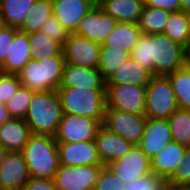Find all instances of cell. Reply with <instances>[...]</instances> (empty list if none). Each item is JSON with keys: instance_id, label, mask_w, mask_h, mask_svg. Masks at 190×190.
Returning <instances> with one entry per match:
<instances>
[{"instance_id": "1", "label": "cell", "mask_w": 190, "mask_h": 190, "mask_svg": "<svg viewBox=\"0 0 190 190\" xmlns=\"http://www.w3.org/2000/svg\"><path fill=\"white\" fill-rule=\"evenodd\" d=\"M62 117V104L57 91H37L32 96L24 121L32 134L54 136Z\"/></svg>"}, {"instance_id": "2", "label": "cell", "mask_w": 190, "mask_h": 190, "mask_svg": "<svg viewBox=\"0 0 190 190\" xmlns=\"http://www.w3.org/2000/svg\"><path fill=\"white\" fill-rule=\"evenodd\" d=\"M21 154L31 178H54L60 164L58 146L53 136L32 134Z\"/></svg>"}, {"instance_id": "3", "label": "cell", "mask_w": 190, "mask_h": 190, "mask_svg": "<svg viewBox=\"0 0 190 190\" xmlns=\"http://www.w3.org/2000/svg\"><path fill=\"white\" fill-rule=\"evenodd\" d=\"M65 59L63 51L57 56L29 60L18 73L23 87L37 91H57L60 87Z\"/></svg>"}, {"instance_id": "4", "label": "cell", "mask_w": 190, "mask_h": 190, "mask_svg": "<svg viewBox=\"0 0 190 190\" xmlns=\"http://www.w3.org/2000/svg\"><path fill=\"white\" fill-rule=\"evenodd\" d=\"M63 114L84 116L99 121L104 120L106 90L82 88H58Z\"/></svg>"}, {"instance_id": "5", "label": "cell", "mask_w": 190, "mask_h": 190, "mask_svg": "<svg viewBox=\"0 0 190 190\" xmlns=\"http://www.w3.org/2000/svg\"><path fill=\"white\" fill-rule=\"evenodd\" d=\"M153 75H168L182 69L190 59L189 51L164 34L150 35Z\"/></svg>"}, {"instance_id": "6", "label": "cell", "mask_w": 190, "mask_h": 190, "mask_svg": "<svg viewBox=\"0 0 190 190\" xmlns=\"http://www.w3.org/2000/svg\"><path fill=\"white\" fill-rule=\"evenodd\" d=\"M177 108L179 107L169 78L153 75L146 86L144 116L147 119L167 120Z\"/></svg>"}, {"instance_id": "7", "label": "cell", "mask_w": 190, "mask_h": 190, "mask_svg": "<svg viewBox=\"0 0 190 190\" xmlns=\"http://www.w3.org/2000/svg\"><path fill=\"white\" fill-rule=\"evenodd\" d=\"M146 86L106 84V108L144 115Z\"/></svg>"}, {"instance_id": "8", "label": "cell", "mask_w": 190, "mask_h": 190, "mask_svg": "<svg viewBox=\"0 0 190 190\" xmlns=\"http://www.w3.org/2000/svg\"><path fill=\"white\" fill-rule=\"evenodd\" d=\"M147 118L116 109L106 108L102 126L133 145H138L144 133Z\"/></svg>"}, {"instance_id": "9", "label": "cell", "mask_w": 190, "mask_h": 190, "mask_svg": "<svg viewBox=\"0 0 190 190\" xmlns=\"http://www.w3.org/2000/svg\"><path fill=\"white\" fill-rule=\"evenodd\" d=\"M102 124L84 116L63 114L55 133L57 143H74L95 140L98 129Z\"/></svg>"}, {"instance_id": "10", "label": "cell", "mask_w": 190, "mask_h": 190, "mask_svg": "<svg viewBox=\"0 0 190 190\" xmlns=\"http://www.w3.org/2000/svg\"><path fill=\"white\" fill-rule=\"evenodd\" d=\"M65 63L97 69L101 44L70 33L62 47Z\"/></svg>"}, {"instance_id": "11", "label": "cell", "mask_w": 190, "mask_h": 190, "mask_svg": "<svg viewBox=\"0 0 190 190\" xmlns=\"http://www.w3.org/2000/svg\"><path fill=\"white\" fill-rule=\"evenodd\" d=\"M103 166L59 165L53 180L57 190H94Z\"/></svg>"}, {"instance_id": "12", "label": "cell", "mask_w": 190, "mask_h": 190, "mask_svg": "<svg viewBox=\"0 0 190 190\" xmlns=\"http://www.w3.org/2000/svg\"><path fill=\"white\" fill-rule=\"evenodd\" d=\"M106 166L125 183L152 173L151 159L138 145H134L124 156L106 164Z\"/></svg>"}, {"instance_id": "13", "label": "cell", "mask_w": 190, "mask_h": 190, "mask_svg": "<svg viewBox=\"0 0 190 190\" xmlns=\"http://www.w3.org/2000/svg\"><path fill=\"white\" fill-rule=\"evenodd\" d=\"M116 23L117 21L115 19L104 13L96 4L80 20L74 34L102 45L114 29Z\"/></svg>"}, {"instance_id": "14", "label": "cell", "mask_w": 190, "mask_h": 190, "mask_svg": "<svg viewBox=\"0 0 190 190\" xmlns=\"http://www.w3.org/2000/svg\"><path fill=\"white\" fill-rule=\"evenodd\" d=\"M60 165L103 166L95 140L74 143H57Z\"/></svg>"}, {"instance_id": "15", "label": "cell", "mask_w": 190, "mask_h": 190, "mask_svg": "<svg viewBox=\"0 0 190 190\" xmlns=\"http://www.w3.org/2000/svg\"><path fill=\"white\" fill-rule=\"evenodd\" d=\"M30 178L21 152H8L0 165V190H22Z\"/></svg>"}, {"instance_id": "16", "label": "cell", "mask_w": 190, "mask_h": 190, "mask_svg": "<svg viewBox=\"0 0 190 190\" xmlns=\"http://www.w3.org/2000/svg\"><path fill=\"white\" fill-rule=\"evenodd\" d=\"M106 90V80L97 69L65 63L59 88Z\"/></svg>"}, {"instance_id": "17", "label": "cell", "mask_w": 190, "mask_h": 190, "mask_svg": "<svg viewBox=\"0 0 190 190\" xmlns=\"http://www.w3.org/2000/svg\"><path fill=\"white\" fill-rule=\"evenodd\" d=\"M172 141V133L168 120L147 119L144 133L138 147L152 159L158 152Z\"/></svg>"}, {"instance_id": "18", "label": "cell", "mask_w": 190, "mask_h": 190, "mask_svg": "<svg viewBox=\"0 0 190 190\" xmlns=\"http://www.w3.org/2000/svg\"><path fill=\"white\" fill-rule=\"evenodd\" d=\"M95 5L96 0H52V14L69 33H74L80 20Z\"/></svg>"}, {"instance_id": "19", "label": "cell", "mask_w": 190, "mask_h": 190, "mask_svg": "<svg viewBox=\"0 0 190 190\" xmlns=\"http://www.w3.org/2000/svg\"><path fill=\"white\" fill-rule=\"evenodd\" d=\"M95 143L103 165L121 158L134 146L125 138L108 131L103 126L97 131Z\"/></svg>"}, {"instance_id": "20", "label": "cell", "mask_w": 190, "mask_h": 190, "mask_svg": "<svg viewBox=\"0 0 190 190\" xmlns=\"http://www.w3.org/2000/svg\"><path fill=\"white\" fill-rule=\"evenodd\" d=\"M185 150L186 146L171 141L151 159L152 173L167 181L183 160Z\"/></svg>"}, {"instance_id": "21", "label": "cell", "mask_w": 190, "mask_h": 190, "mask_svg": "<svg viewBox=\"0 0 190 190\" xmlns=\"http://www.w3.org/2000/svg\"><path fill=\"white\" fill-rule=\"evenodd\" d=\"M31 135L24 119L10 118L0 126V145L8 152H21Z\"/></svg>"}, {"instance_id": "22", "label": "cell", "mask_w": 190, "mask_h": 190, "mask_svg": "<svg viewBox=\"0 0 190 190\" xmlns=\"http://www.w3.org/2000/svg\"><path fill=\"white\" fill-rule=\"evenodd\" d=\"M96 4L117 22L138 23L144 0H96Z\"/></svg>"}, {"instance_id": "23", "label": "cell", "mask_w": 190, "mask_h": 190, "mask_svg": "<svg viewBox=\"0 0 190 190\" xmlns=\"http://www.w3.org/2000/svg\"><path fill=\"white\" fill-rule=\"evenodd\" d=\"M31 59L32 55L28 34L18 30L14 34V40L8 56L0 66V72L18 75L24 65Z\"/></svg>"}, {"instance_id": "24", "label": "cell", "mask_w": 190, "mask_h": 190, "mask_svg": "<svg viewBox=\"0 0 190 190\" xmlns=\"http://www.w3.org/2000/svg\"><path fill=\"white\" fill-rule=\"evenodd\" d=\"M153 74L130 57L106 80V84H133L147 86Z\"/></svg>"}, {"instance_id": "25", "label": "cell", "mask_w": 190, "mask_h": 190, "mask_svg": "<svg viewBox=\"0 0 190 190\" xmlns=\"http://www.w3.org/2000/svg\"><path fill=\"white\" fill-rule=\"evenodd\" d=\"M141 35L138 23L117 22L101 47L123 48L131 52Z\"/></svg>"}, {"instance_id": "26", "label": "cell", "mask_w": 190, "mask_h": 190, "mask_svg": "<svg viewBox=\"0 0 190 190\" xmlns=\"http://www.w3.org/2000/svg\"><path fill=\"white\" fill-rule=\"evenodd\" d=\"M36 0H0L3 24L19 29Z\"/></svg>"}, {"instance_id": "27", "label": "cell", "mask_w": 190, "mask_h": 190, "mask_svg": "<svg viewBox=\"0 0 190 190\" xmlns=\"http://www.w3.org/2000/svg\"><path fill=\"white\" fill-rule=\"evenodd\" d=\"M170 14V11L161 8L144 6L138 21L142 34H163Z\"/></svg>"}, {"instance_id": "28", "label": "cell", "mask_w": 190, "mask_h": 190, "mask_svg": "<svg viewBox=\"0 0 190 190\" xmlns=\"http://www.w3.org/2000/svg\"><path fill=\"white\" fill-rule=\"evenodd\" d=\"M174 90L178 107L190 110V59L182 69L166 75Z\"/></svg>"}, {"instance_id": "29", "label": "cell", "mask_w": 190, "mask_h": 190, "mask_svg": "<svg viewBox=\"0 0 190 190\" xmlns=\"http://www.w3.org/2000/svg\"><path fill=\"white\" fill-rule=\"evenodd\" d=\"M172 41L184 46L190 53V33L187 13L182 11L171 12L163 32Z\"/></svg>"}, {"instance_id": "30", "label": "cell", "mask_w": 190, "mask_h": 190, "mask_svg": "<svg viewBox=\"0 0 190 190\" xmlns=\"http://www.w3.org/2000/svg\"><path fill=\"white\" fill-rule=\"evenodd\" d=\"M131 57V52L123 48L101 47L97 70L107 80L111 74Z\"/></svg>"}, {"instance_id": "31", "label": "cell", "mask_w": 190, "mask_h": 190, "mask_svg": "<svg viewBox=\"0 0 190 190\" xmlns=\"http://www.w3.org/2000/svg\"><path fill=\"white\" fill-rule=\"evenodd\" d=\"M28 39L31 47V55L34 59L57 56L62 52L63 46L42 31L29 33Z\"/></svg>"}, {"instance_id": "32", "label": "cell", "mask_w": 190, "mask_h": 190, "mask_svg": "<svg viewBox=\"0 0 190 190\" xmlns=\"http://www.w3.org/2000/svg\"><path fill=\"white\" fill-rule=\"evenodd\" d=\"M52 15V0H36L18 29L23 33L40 31L43 22Z\"/></svg>"}, {"instance_id": "33", "label": "cell", "mask_w": 190, "mask_h": 190, "mask_svg": "<svg viewBox=\"0 0 190 190\" xmlns=\"http://www.w3.org/2000/svg\"><path fill=\"white\" fill-rule=\"evenodd\" d=\"M167 120L172 133V141L190 147V110L177 108Z\"/></svg>"}, {"instance_id": "34", "label": "cell", "mask_w": 190, "mask_h": 190, "mask_svg": "<svg viewBox=\"0 0 190 190\" xmlns=\"http://www.w3.org/2000/svg\"><path fill=\"white\" fill-rule=\"evenodd\" d=\"M35 91L21 86L5 104L11 118L24 119Z\"/></svg>"}, {"instance_id": "35", "label": "cell", "mask_w": 190, "mask_h": 190, "mask_svg": "<svg viewBox=\"0 0 190 190\" xmlns=\"http://www.w3.org/2000/svg\"><path fill=\"white\" fill-rule=\"evenodd\" d=\"M182 159L176 171L167 180L170 190H187L190 187V147H186Z\"/></svg>"}, {"instance_id": "36", "label": "cell", "mask_w": 190, "mask_h": 190, "mask_svg": "<svg viewBox=\"0 0 190 190\" xmlns=\"http://www.w3.org/2000/svg\"><path fill=\"white\" fill-rule=\"evenodd\" d=\"M126 190H170L164 178L151 173L132 182L125 183Z\"/></svg>"}, {"instance_id": "37", "label": "cell", "mask_w": 190, "mask_h": 190, "mask_svg": "<svg viewBox=\"0 0 190 190\" xmlns=\"http://www.w3.org/2000/svg\"><path fill=\"white\" fill-rule=\"evenodd\" d=\"M131 57L141 66L148 69L152 73V60L150 52V35L142 34L138 39V43L131 51Z\"/></svg>"}, {"instance_id": "38", "label": "cell", "mask_w": 190, "mask_h": 190, "mask_svg": "<svg viewBox=\"0 0 190 190\" xmlns=\"http://www.w3.org/2000/svg\"><path fill=\"white\" fill-rule=\"evenodd\" d=\"M94 190H126L125 182L103 165L101 168Z\"/></svg>"}, {"instance_id": "39", "label": "cell", "mask_w": 190, "mask_h": 190, "mask_svg": "<svg viewBox=\"0 0 190 190\" xmlns=\"http://www.w3.org/2000/svg\"><path fill=\"white\" fill-rule=\"evenodd\" d=\"M40 31L60 43L62 46L65 44L70 34L53 14L43 22Z\"/></svg>"}, {"instance_id": "40", "label": "cell", "mask_w": 190, "mask_h": 190, "mask_svg": "<svg viewBox=\"0 0 190 190\" xmlns=\"http://www.w3.org/2000/svg\"><path fill=\"white\" fill-rule=\"evenodd\" d=\"M22 86L18 75L0 72V100L6 103Z\"/></svg>"}, {"instance_id": "41", "label": "cell", "mask_w": 190, "mask_h": 190, "mask_svg": "<svg viewBox=\"0 0 190 190\" xmlns=\"http://www.w3.org/2000/svg\"><path fill=\"white\" fill-rule=\"evenodd\" d=\"M17 31V28L7 26H3L0 29V66L4 63L10 52L11 44L14 40V34Z\"/></svg>"}, {"instance_id": "42", "label": "cell", "mask_w": 190, "mask_h": 190, "mask_svg": "<svg viewBox=\"0 0 190 190\" xmlns=\"http://www.w3.org/2000/svg\"><path fill=\"white\" fill-rule=\"evenodd\" d=\"M144 6L161 8L170 12L181 11L180 0H144Z\"/></svg>"}, {"instance_id": "43", "label": "cell", "mask_w": 190, "mask_h": 190, "mask_svg": "<svg viewBox=\"0 0 190 190\" xmlns=\"http://www.w3.org/2000/svg\"><path fill=\"white\" fill-rule=\"evenodd\" d=\"M22 190H57L53 179L30 178Z\"/></svg>"}, {"instance_id": "44", "label": "cell", "mask_w": 190, "mask_h": 190, "mask_svg": "<svg viewBox=\"0 0 190 190\" xmlns=\"http://www.w3.org/2000/svg\"><path fill=\"white\" fill-rule=\"evenodd\" d=\"M10 115L8 113L7 108L5 107V104L0 100V126L7 122L10 119Z\"/></svg>"}, {"instance_id": "45", "label": "cell", "mask_w": 190, "mask_h": 190, "mask_svg": "<svg viewBox=\"0 0 190 190\" xmlns=\"http://www.w3.org/2000/svg\"><path fill=\"white\" fill-rule=\"evenodd\" d=\"M181 11L184 13H190V0H180Z\"/></svg>"}, {"instance_id": "46", "label": "cell", "mask_w": 190, "mask_h": 190, "mask_svg": "<svg viewBox=\"0 0 190 190\" xmlns=\"http://www.w3.org/2000/svg\"><path fill=\"white\" fill-rule=\"evenodd\" d=\"M8 154V151L6 149H4L1 145H0V165L3 163V161L5 160L6 156Z\"/></svg>"}, {"instance_id": "47", "label": "cell", "mask_w": 190, "mask_h": 190, "mask_svg": "<svg viewBox=\"0 0 190 190\" xmlns=\"http://www.w3.org/2000/svg\"><path fill=\"white\" fill-rule=\"evenodd\" d=\"M4 26L3 24V20H2V16H1V13H0V29Z\"/></svg>"}, {"instance_id": "48", "label": "cell", "mask_w": 190, "mask_h": 190, "mask_svg": "<svg viewBox=\"0 0 190 190\" xmlns=\"http://www.w3.org/2000/svg\"><path fill=\"white\" fill-rule=\"evenodd\" d=\"M187 18H188L189 33H190V13H187Z\"/></svg>"}]
</instances>
